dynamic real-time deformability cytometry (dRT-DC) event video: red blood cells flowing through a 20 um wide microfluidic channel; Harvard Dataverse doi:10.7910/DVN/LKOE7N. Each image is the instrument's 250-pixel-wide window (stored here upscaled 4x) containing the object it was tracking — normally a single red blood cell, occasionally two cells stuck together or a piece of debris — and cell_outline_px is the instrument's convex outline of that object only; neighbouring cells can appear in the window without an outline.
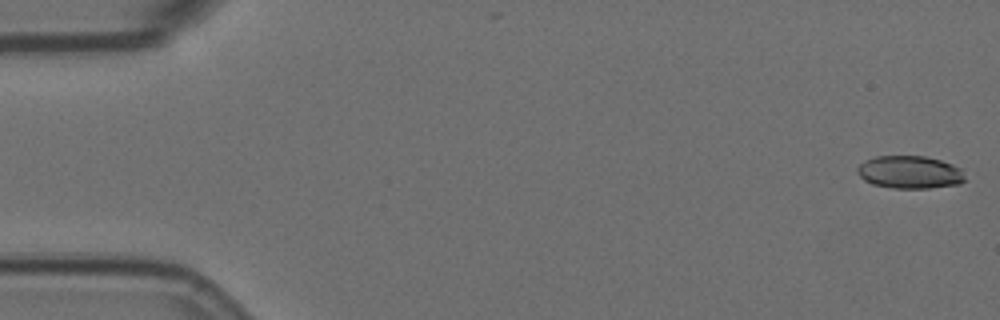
{"species": "Egyptian fruit bat (a non-hibernating species)", "species_latin": "Rousettus aegyptiacus", "temperature_condition": "room temperature", "stored_images_in_passage": 3, "camera_frame_rate_fps": 3000, "um_per_image_px": 0.085, "animal": {"sex": "female"}, "frame": {"image": 1, "passage_image": 1, "time_ms": 0.0, "image_size_px": [1000, 320], "cell_outline_px": [[964, 180], [960, 184], [928, 188], [892, 188], [872, 184], [864, 180], [856, 172], [856, 168], [864, 160], [876, 156], [924, 156], [940, 160], [952, 164], [960, 168], [964, 176]], "centroid_in_image_um": [77.29, 14.63], "position_along_channel_um": 7.7, "area_um2": 20.58}}